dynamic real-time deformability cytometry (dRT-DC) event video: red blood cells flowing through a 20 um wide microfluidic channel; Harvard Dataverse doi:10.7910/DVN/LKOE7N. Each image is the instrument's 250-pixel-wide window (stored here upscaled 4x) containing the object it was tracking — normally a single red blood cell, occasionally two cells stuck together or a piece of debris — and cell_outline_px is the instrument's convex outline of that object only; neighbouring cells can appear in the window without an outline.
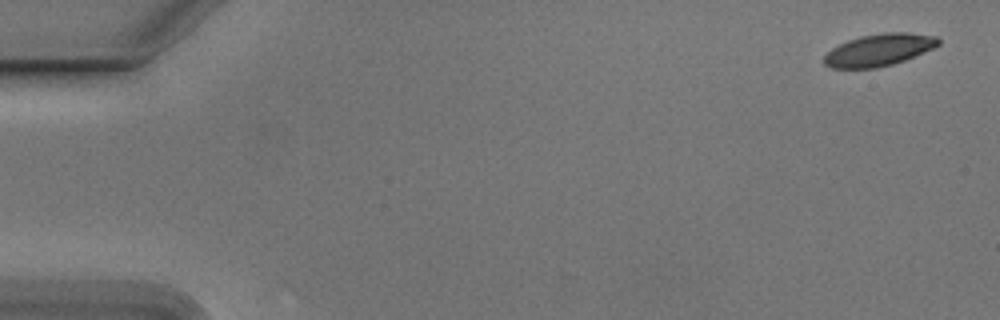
{"species": "Egyptian fruit bat (a non-hibernating species)", "species_latin": "Rousettus aegyptiacus", "temperature_condition": "cold", "stored_images_in_passage": 15, "camera_frame_rate_fps": 3000, "um_per_image_px": 0.085, "animal": {"sex": "male"}, "frame": {"image": 1, "passage_image": 1, "time_ms": 0.0, "image_size_px": [1000, 320], "cell_outline_px": [[940, 44], [932, 48], [904, 60], [892, 64], [876, 68], [832, 68], [824, 64], [824, 56], [832, 48], [848, 40], [860, 36], [880, 32], [908, 32], [936, 36], [940, 40]], "centroid_in_image_um": [74.71, 4.23], "position_along_channel_um": 10.3, "area_um2": 21.27}}